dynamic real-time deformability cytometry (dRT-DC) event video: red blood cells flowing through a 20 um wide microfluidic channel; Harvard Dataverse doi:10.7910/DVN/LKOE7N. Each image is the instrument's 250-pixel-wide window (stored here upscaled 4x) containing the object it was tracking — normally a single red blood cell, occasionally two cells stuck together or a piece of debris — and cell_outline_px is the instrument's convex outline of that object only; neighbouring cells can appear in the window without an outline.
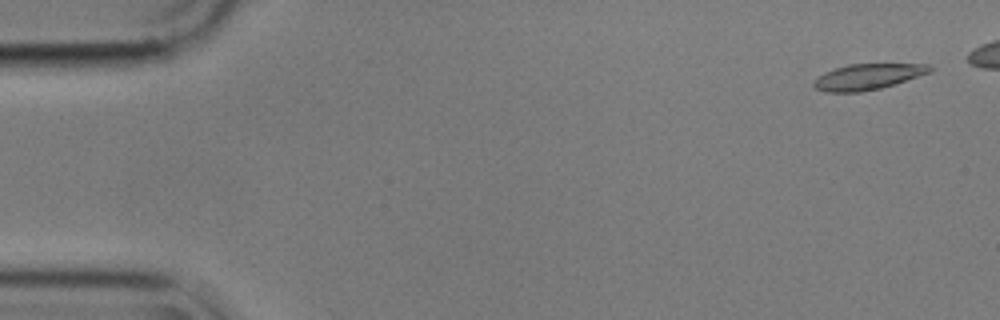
{"species": "common noctule bat (a hibernating species)", "species_latin": "Nyctalus noctula", "temperature_condition": "cold", "stored_images_in_passage": 5, "camera_frame_rate_fps": 3000, "um_per_image_px": 0.085, "animal": {"sex": "male", "body_mass_g": 17.9}, "frame": {"image": 1, "passage_image": 1, "time_ms": 0.0, "image_size_px": [1000, 320], "cell_outline_px": [[936, 68], [932, 72], [880, 88], [860, 92], [824, 92], [816, 88], [812, 84], [812, 80], [824, 72], [848, 64], [932, 64]], "centroid_in_image_um": [73.77, 6.51], "position_along_channel_um": 11.2, "area_um2": 17.57}}